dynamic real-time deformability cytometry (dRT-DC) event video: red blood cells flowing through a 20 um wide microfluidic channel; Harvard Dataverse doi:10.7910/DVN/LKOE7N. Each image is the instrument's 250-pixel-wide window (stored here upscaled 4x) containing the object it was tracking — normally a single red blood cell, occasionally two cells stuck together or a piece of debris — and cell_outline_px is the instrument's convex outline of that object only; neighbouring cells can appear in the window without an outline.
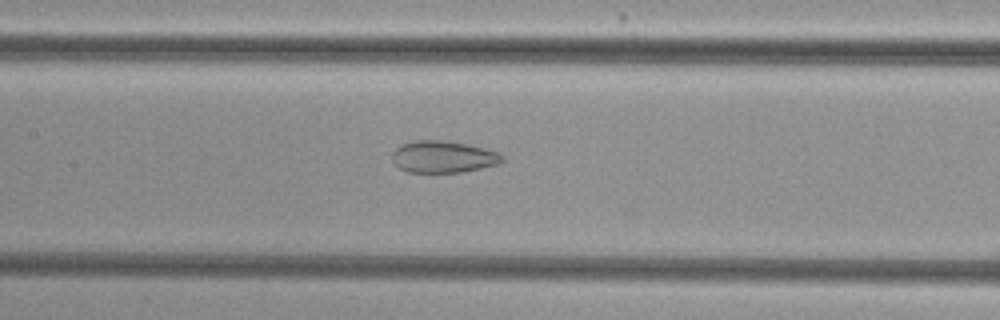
{"species": "common noctule bat (a hibernating species)", "species_latin": "Nyctalus noctula", "temperature_condition": "cold", "stored_images_in_passage": 53, "camera_frame_rate_fps": 3000, "um_per_image_px": 0.085, "animal": {"sex": "female", "body_mass_g": 29.2, "forearm_length_mm": 56.3}, "frame": {"image": 1, "passage_image": 25, "time_ms": 8.0, "image_size_px": [1000, 320], "cell_outline_px": [[504, 160], [496, 164], [480, 168], [460, 172], [408, 172], [400, 168], [392, 160], [392, 152], [396, 148], [404, 144], [416, 140], [440, 140], [468, 144], [500, 152], [504, 156]], "centroid_in_image_um": [37.68, 13.32], "position_along_channel_um": 169.7, "area_um2": 20.29}}
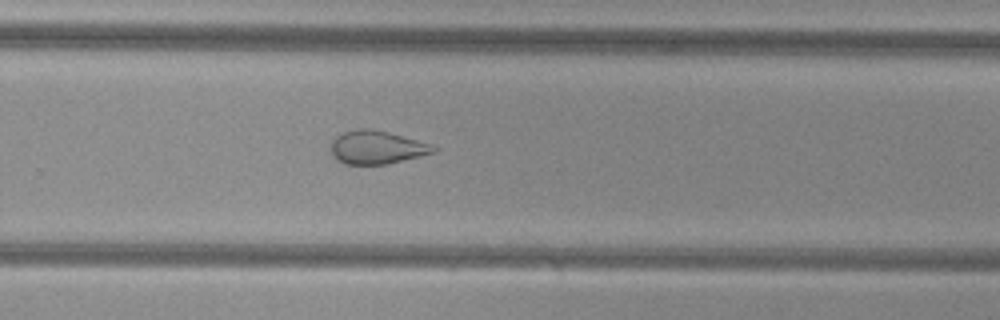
{"frame": {"image": 2, "passage_image": 35, "time_ms": 11.333, "image_size_px": [1000, 320], "cell_outline_px": [[436, 152], [388, 164], [344, 164], [336, 160], [332, 156], [332, 140], [336, 136], [344, 132], [360, 128], [368, 128], [388, 132], [416, 140], [428, 144], [436, 148]], "centroid_in_image_um": [31.98, 12.53], "position_along_channel_um": 297.8, "area_um2": 19.65}}
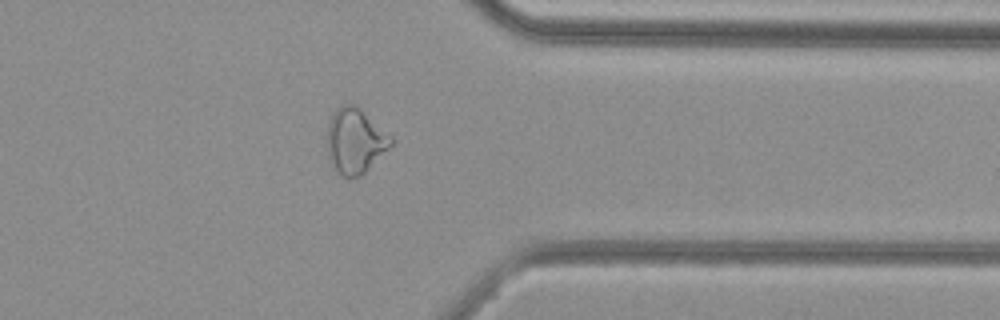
{"frame": {"image": 3, "passage_image": 42, "time_ms": 13.667, "image_size_px": [1000, 320], "cell_outline_px": [[392, 144], [360, 176], [340, 176], [332, 168], [328, 156], [328, 124], [336, 108], [340, 104], [356, 104], [392, 136]], "centroid_in_image_um": [30.17, 11.95], "position_along_channel_um": 381.2, "area_um2": 24.04}, "authors_computed_cell_mechanics": {"area_um2": 26.0678, "velocity_mm_per_s": 3.8491, "shape_relaxation_time_tau1_ms": null, "shape_relaxation_time_tau2_ms": 2.8714, "deformation_change_tau1": null, "deformation_change_tau2": 0.1026}}